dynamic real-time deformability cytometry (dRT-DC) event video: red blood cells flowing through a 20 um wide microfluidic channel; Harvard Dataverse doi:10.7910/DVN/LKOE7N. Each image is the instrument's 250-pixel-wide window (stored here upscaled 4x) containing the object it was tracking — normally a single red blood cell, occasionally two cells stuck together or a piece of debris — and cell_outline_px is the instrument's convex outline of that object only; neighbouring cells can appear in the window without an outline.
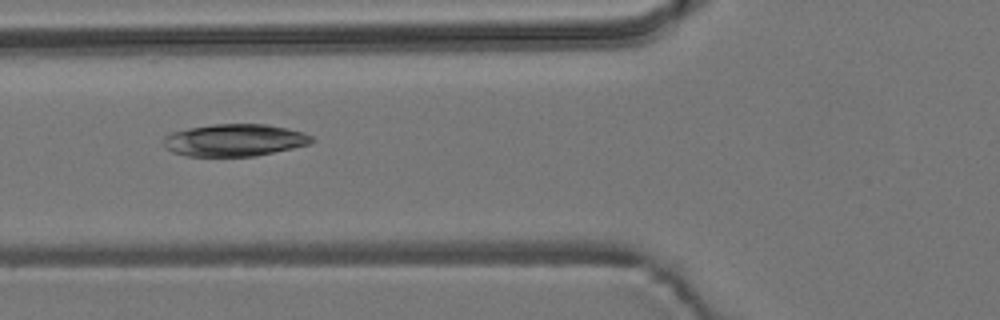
{"species": "common noctule bat (a hibernating species)", "species_latin": "Nyctalus noctula", "temperature_condition": "room temperature", "stored_images_in_passage": 6, "camera_frame_rate_fps": 3000, "um_per_image_px": 0.085, "animal": {"sex": "male", "body_mass_g": 19.2, "forearm_length_mm": 51.8}, "frame": {"image": 1, "passage_image": 6, "time_ms": 5.667, "image_size_px": [1000, 320], "cell_outline_px": [[316, 140], [312, 144], [256, 156], [188, 156], [172, 152], [164, 148], [164, 136], [172, 132], [188, 128], [212, 124], [264, 124], [288, 128], [304, 132], [312, 136]], "centroid_in_image_um": [19.97, 11.91], "position_along_channel_um": 105.8, "area_um2": 28.09}}